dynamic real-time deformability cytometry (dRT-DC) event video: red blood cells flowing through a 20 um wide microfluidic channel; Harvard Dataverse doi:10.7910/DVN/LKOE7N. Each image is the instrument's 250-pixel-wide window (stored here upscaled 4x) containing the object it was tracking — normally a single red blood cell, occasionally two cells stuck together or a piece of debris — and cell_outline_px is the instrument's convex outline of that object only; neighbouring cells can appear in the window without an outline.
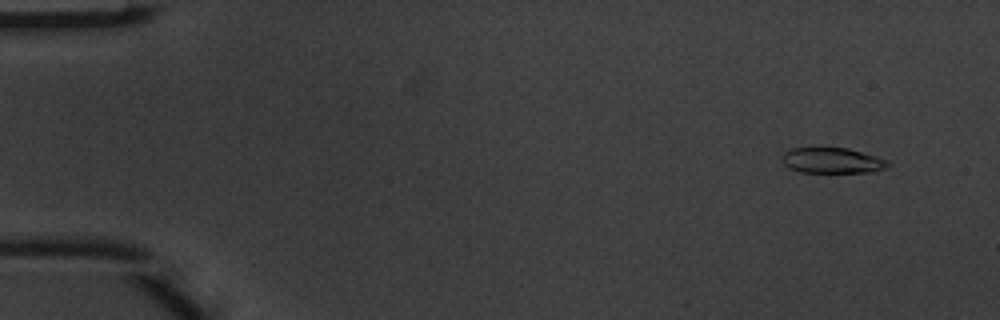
{"species": "common noctule bat (a hibernating species)", "species_latin": "Nyctalus noctula", "temperature_condition": "warm", "stored_images_in_passage": 5, "camera_frame_rate_fps": 3000, "um_per_image_px": 0.085, "animal": {"sex": "male", "body_mass_g": 20.1, "forearm_length_mm": 53.5}, "frame": {"image": 1, "passage_image": 1, "time_ms": 0.0, "image_size_px": [1000, 320], "cell_outline_px": [[892, 164], [888, 168], [872, 172], [800, 172], [788, 168], [784, 164], [784, 152], [792, 148], [816, 144], [820, 144], [848, 148], [876, 156], [888, 160]], "centroid_in_image_um": [70.74, 13.59], "position_along_channel_um": 14.3, "area_um2": 16.65}}